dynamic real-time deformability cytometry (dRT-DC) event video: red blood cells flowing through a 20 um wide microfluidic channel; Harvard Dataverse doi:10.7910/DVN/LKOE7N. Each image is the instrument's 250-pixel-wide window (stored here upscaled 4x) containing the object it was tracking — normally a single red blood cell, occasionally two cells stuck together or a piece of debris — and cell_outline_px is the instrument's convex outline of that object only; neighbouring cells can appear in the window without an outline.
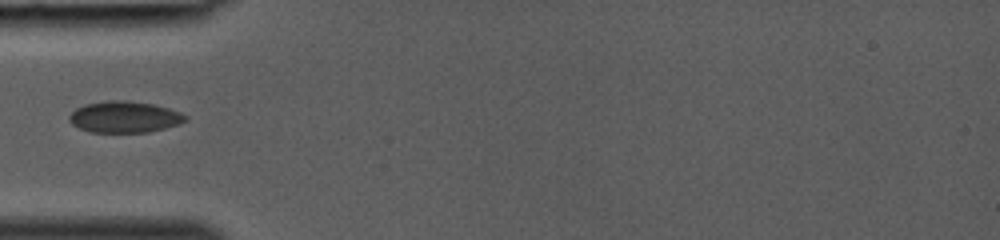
{"species": "common noctule bat (a hibernating species)", "species_latin": "Nyctalus noctula", "temperature_condition": "room temperature", "stored_images_in_passage": 22, "camera_frame_rate_fps": 3000, "um_per_image_px": 0.085, "animal": {"sex": "female", "body_mass_g": 19.0, "forearm_length_mm": 53.3}, "frame": {"image": 1, "passage_image": 1, "time_ms": 0.0, "image_size_px": [1000, 240], "cell_outline_px": [[188, 120], [180, 124], [148, 132], [92, 132], [80, 128], [72, 124], [68, 120], [68, 116], [76, 108], [84, 104], [108, 100], [124, 100], [152, 104], [168, 108], [180, 112], [188, 116]], "centroid_in_image_um": [10.58, 9.94], "position_along_channel_um": 74.4, "area_um2": 21.27}}
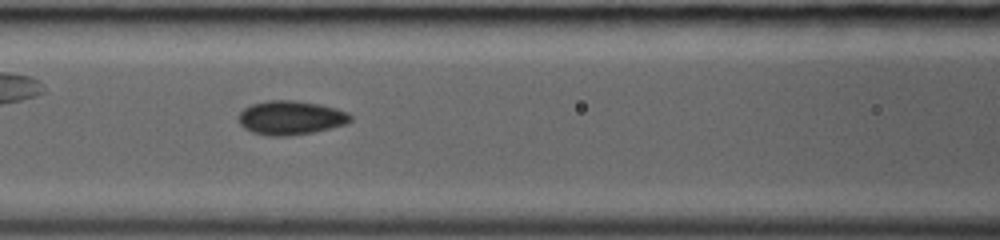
{"frame": {"image": 2, "passage_image": 5, "time_ms": 1.333, "image_size_px": [1000, 240], "cell_outline_px": [[352, 120], [344, 124], [312, 132], [288, 136], [268, 136], [252, 132], [244, 128], [240, 124], [236, 116], [244, 108], [252, 104], [268, 100], [296, 100], [320, 104], [336, 108], [348, 112], [352, 116]], "centroid_in_image_um": [24.68, 10.0], "position_along_channel_um": 141.9, "area_um2": 22.25}}
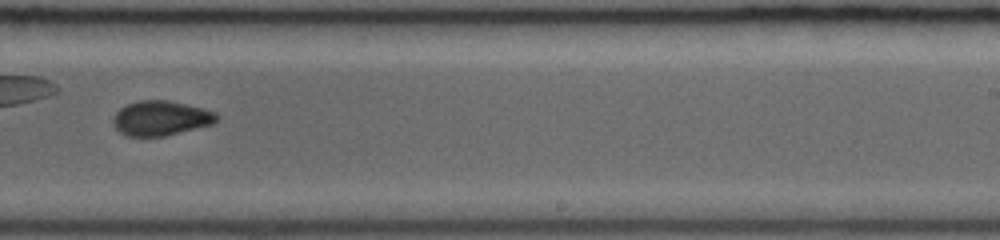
{"frame": {"image": 3, "passage_image": 13, "time_ms": 4.0, "image_size_px": [1000, 240], "cell_outline_px": [[220, 120], [212, 124], [164, 136], [128, 136], [120, 132], [112, 124], [112, 120], [116, 112], [120, 108], [128, 104], [140, 100], [168, 100], [216, 112], [220, 116]], "centroid_in_image_um": [13.67, 10.04], "position_along_channel_um": 275.3, "area_um2": 20.87}}